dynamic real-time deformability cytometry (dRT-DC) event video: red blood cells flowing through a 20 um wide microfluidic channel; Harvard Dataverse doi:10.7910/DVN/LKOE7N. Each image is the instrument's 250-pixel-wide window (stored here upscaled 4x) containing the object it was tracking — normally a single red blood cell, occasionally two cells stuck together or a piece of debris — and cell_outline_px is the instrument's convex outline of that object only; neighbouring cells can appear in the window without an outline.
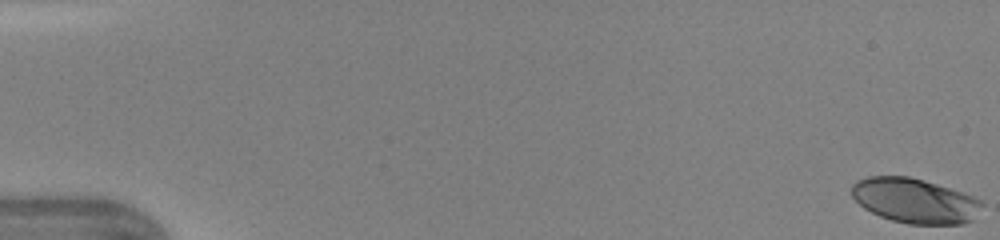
{"species": "human", "species_latin": "Homo sapiens", "temperature_condition": "warm", "stored_images_in_passage": 47, "camera_frame_rate_fps": 3000, "um_per_image_px": 0.085, "donor": {"sex": "female"}, "frame": {"image": 1, "passage_image": 1, "time_ms": 0.0, "image_size_px": [1000, 240], "cell_outline_px": [[984, 204], [972, 220], [964, 224], [908, 224], [892, 220], [880, 216], [864, 208], [852, 196], [852, 184], [856, 180], [868, 176], [908, 176], [924, 180], [972, 196], [980, 200]], "centroid_in_image_um": [77.74, 17.06], "position_along_channel_um": 7.3, "area_um2": 33.81}}
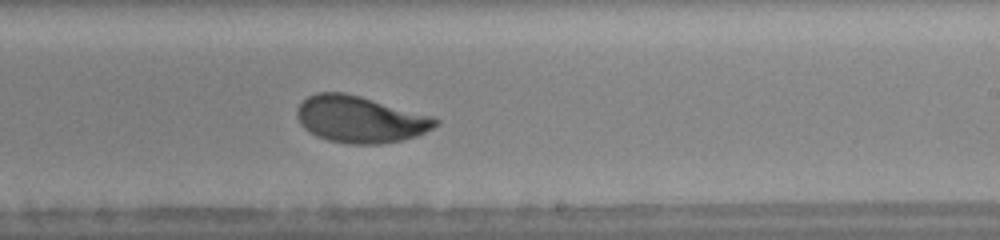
{"frame": {"image": 2, "passage_image": 30, "time_ms": 9.667, "image_size_px": [1000, 240], "cell_outline_px": [[440, 124], [416, 136], [400, 140], [380, 144], [348, 144], [328, 140], [316, 136], [304, 128], [300, 124], [296, 116], [296, 108], [308, 96], [316, 92], [344, 92], [360, 96], [436, 116], [440, 120]], "centroid_in_image_um": [30.63, 10.13], "position_along_channel_um": 258.4, "area_um2": 37.97}}
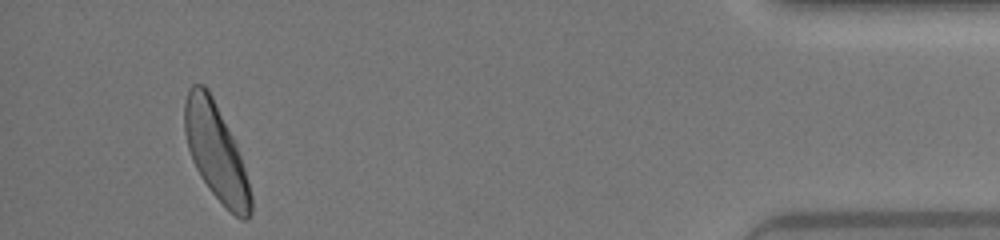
{"frame": {"image": 3, "passage_image": 45, "time_ms": 14.667, "image_size_px": [1000, 240], "cell_outline_px": [[252, 212], [248, 220], [244, 220], [236, 216], [208, 188], [200, 176], [192, 160], [188, 148], [184, 132], [184, 104], [188, 88], [192, 84], [204, 84], [208, 88], [236, 144], [248, 180], [252, 196]], "centroid_in_image_um": [18.34, 12.9], "position_along_channel_um": 416.9, "area_um2": 36.82}, "authors_computed_cell_mechanics": {"area_um2": 36.5874, "velocity_mm_per_s": 4.34, "shape_relaxation_time_tau1_ms": 2.8517, "shape_relaxation_time_tau2_ms": 1.0396, "deformation_change_tau1": 0.1587, "deformation_change_tau2": 0.069}}